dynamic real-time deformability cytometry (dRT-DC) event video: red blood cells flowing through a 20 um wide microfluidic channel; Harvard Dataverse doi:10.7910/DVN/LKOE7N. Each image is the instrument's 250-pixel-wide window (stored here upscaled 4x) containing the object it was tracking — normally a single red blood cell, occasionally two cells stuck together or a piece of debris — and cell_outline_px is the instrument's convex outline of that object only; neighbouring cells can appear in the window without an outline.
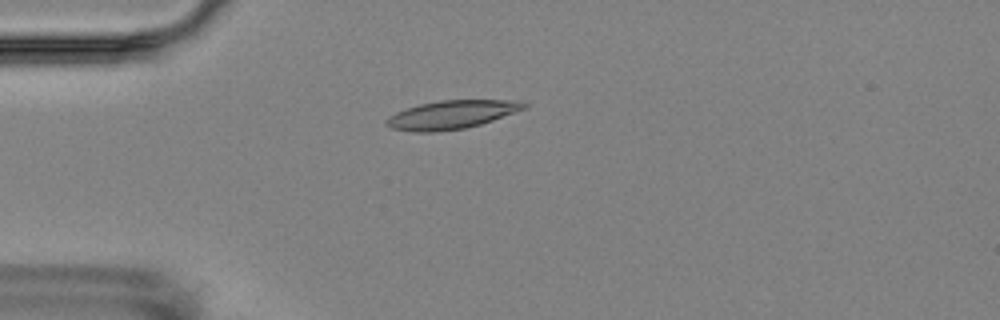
{"species": "Egyptian fruit bat (a non-hibernating species)", "species_latin": "Rousettus aegyptiacus", "temperature_condition": "room temperature", "stored_images_in_passage": 16, "camera_frame_rate_fps": 3000, "um_per_image_px": 0.085, "animal": {"sex": "female"}, "frame": {"image": 1, "passage_image": 5, "time_ms": 4.667, "image_size_px": [1000, 320], "cell_outline_px": [[528, 108], [480, 124], [464, 128], [436, 132], [416, 132], [392, 128], [384, 124], [384, 120], [388, 116], [396, 112], [420, 104], [440, 100], [524, 100], [528, 104]], "centroid_in_image_um": [38.41, 9.74], "position_along_channel_um": 46.6, "area_um2": 22.89}}
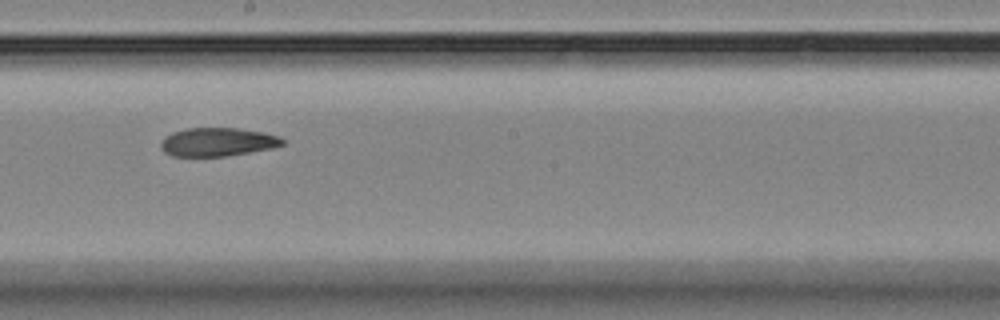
{"frame": {"image": 2, "passage_image": 10, "time_ms": 10.333, "image_size_px": [1000, 320], "cell_outline_px": [[284, 144], [272, 148], [224, 156], [172, 156], [164, 152], [160, 148], [160, 140], [164, 136], [172, 132], [184, 128], [236, 128], [264, 132], [280, 136], [284, 140]], "centroid_in_image_um": [18.45, 12.06], "position_along_channel_um": 229.8, "area_um2": 20.35}}
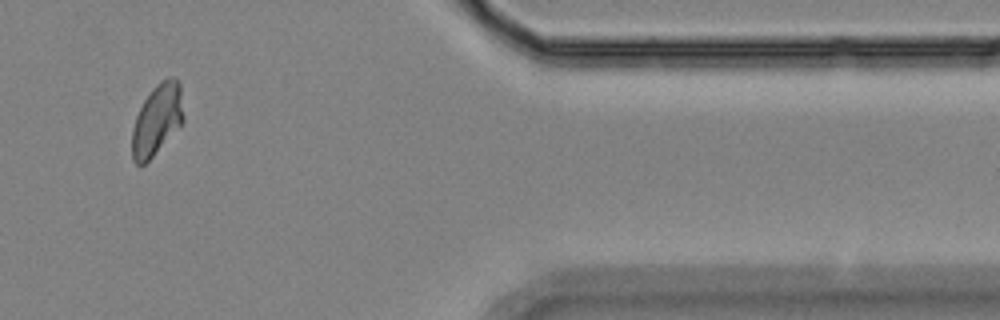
{"frame": {"image": 3, "passage_image": 15, "time_ms": 16.0, "image_size_px": [1000, 320], "cell_outline_px": [[184, 120], [152, 156], [144, 164], [136, 164], [132, 160], [132, 128], [136, 116], [144, 100], [152, 88], [160, 80], [168, 76], [172, 76], [180, 80], [184, 116]], "centroid_in_image_um": [13.35, 10.11], "position_along_channel_um": 398.0, "area_um2": 21.21}, "authors_computed_cell_mechanics": {"area_um2": 21.7039, "velocity_mm_per_s": 3.5203, "shape_relaxation_time_tau1_ms": null, "shape_relaxation_time_tau2_ms": 2.9908, "deformation_change_tau1": null, "deformation_change_tau2": 0.0799}}